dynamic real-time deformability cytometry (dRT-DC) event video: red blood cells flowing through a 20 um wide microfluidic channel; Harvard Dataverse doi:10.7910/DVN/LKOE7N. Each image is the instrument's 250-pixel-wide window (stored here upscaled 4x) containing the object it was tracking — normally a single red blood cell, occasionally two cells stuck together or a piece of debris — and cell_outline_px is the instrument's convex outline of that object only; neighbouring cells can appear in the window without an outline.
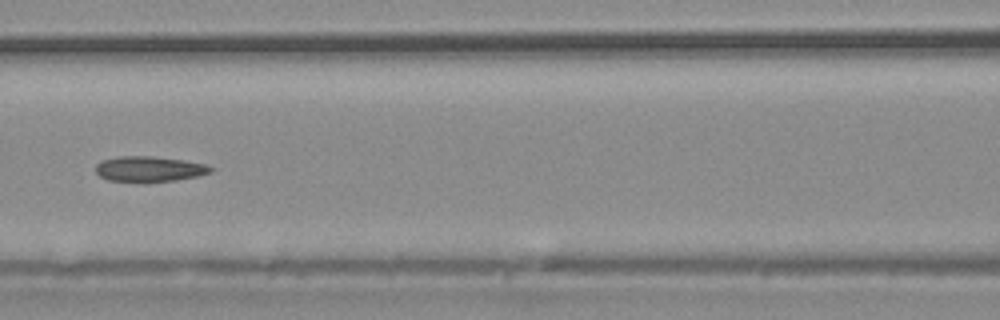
{"species": "common noctule bat (a hibernating species)", "species_latin": "Nyctalus noctula", "temperature_condition": "warm", "stored_images_in_passage": 38, "camera_frame_rate_fps": 3000, "um_per_image_px": 0.085, "animal": {"sex": "male", "body_mass_g": 20.4}, "frame": {"image": 1, "passage_image": 17, "time_ms": 5.333, "image_size_px": [1000, 320], "cell_outline_px": [[216, 168], [212, 172], [196, 176], [176, 180], [144, 184], [108, 180], [100, 176], [96, 172], [96, 164], [100, 160], [116, 156], [152, 156], [184, 160], [208, 164]], "centroid_in_image_um": [12.69, 14.38], "position_along_channel_um": 153.9, "area_um2": 17.74}}